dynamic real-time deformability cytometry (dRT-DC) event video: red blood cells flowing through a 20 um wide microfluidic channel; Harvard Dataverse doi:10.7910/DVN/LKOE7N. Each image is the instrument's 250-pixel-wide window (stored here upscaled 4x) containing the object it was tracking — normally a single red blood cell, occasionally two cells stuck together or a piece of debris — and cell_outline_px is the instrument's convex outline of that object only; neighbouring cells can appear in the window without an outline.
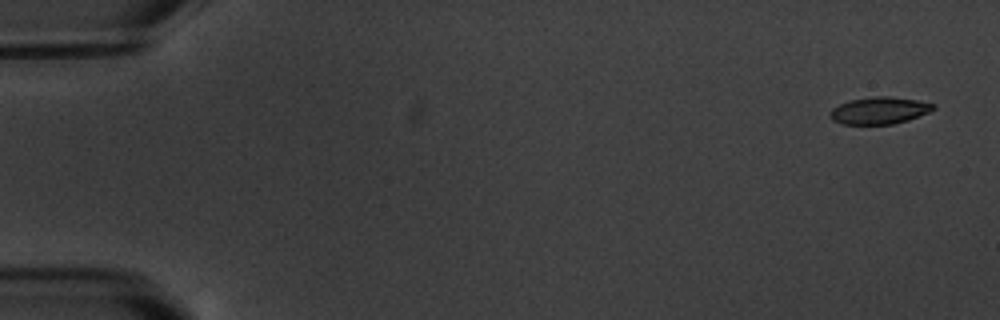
{"species": "common noctule bat (a hibernating species)", "species_latin": "Nyctalus noctula", "temperature_condition": "warm", "stored_images_in_passage": 6, "segment_of_instrument_passage": [1, 2], "camera_frame_rate_fps": 3000, "um_per_image_px": 0.085, "animal": {"sex": "male", "body_mass_g": 20.1, "forearm_length_mm": 53.5}, "frame": {"image": 1, "passage_image": 1, "time_ms": 0.0, "image_size_px": [1000, 320], "cell_outline_px": [[936, 108], [928, 112], [908, 120], [892, 124], [840, 124], [832, 120], [828, 116], [832, 108], [840, 104], [852, 100], [876, 96], [888, 96], [916, 100], [936, 104]], "centroid_in_image_um": [74.73, 9.4], "position_along_channel_um": 10.3, "area_um2": 16.18}}